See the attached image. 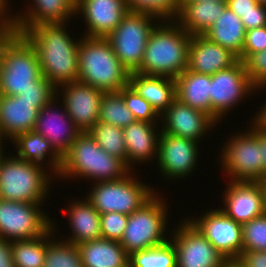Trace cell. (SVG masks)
<instances>
[{
  "label": "cell",
  "instance_id": "obj_1",
  "mask_svg": "<svg viewBox=\"0 0 266 267\" xmlns=\"http://www.w3.org/2000/svg\"><path fill=\"white\" fill-rule=\"evenodd\" d=\"M65 25L38 23L23 33L37 52L42 75L55 87L78 81L80 39L71 38Z\"/></svg>",
  "mask_w": 266,
  "mask_h": 267
},
{
  "label": "cell",
  "instance_id": "obj_2",
  "mask_svg": "<svg viewBox=\"0 0 266 267\" xmlns=\"http://www.w3.org/2000/svg\"><path fill=\"white\" fill-rule=\"evenodd\" d=\"M158 24L149 35L141 66L136 72L176 79L188 67L192 35L176 21Z\"/></svg>",
  "mask_w": 266,
  "mask_h": 267
},
{
  "label": "cell",
  "instance_id": "obj_3",
  "mask_svg": "<svg viewBox=\"0 0 266 267\" xmlns=\"http://www.w3.org/2000/svg\"><path fill=\"white\" fill-rule=\"evenodd\" d=\"M127 164L108 154L88 133H81L62 157L59 177L85 178L94 183L119 180L128 175ZM77 176V178H76Z\"/></svg>",
  "mask_w": 266,
  "mask_h": 267
},
{
  "label": "cell",
  "instance_id": "obj_4",
  "mask_svg": "<svg viewBox=\"0 0 266 267\" xmlns=\"http://www.w3.org/2000/svg\"><path fill=\"white\" fill-rule=\"evenodd\" d=\"M78 81L103 92L120 91L129 85L130 73L120 63L107 38H80Z\"/></svg>",
  "mask_w": 266,
  "mask_h": 267
},
{
  "label": "cell",
  "instance_id": "obj_5",
  "mask_svg": "<svg viewBox=\"0 0 266 267\" xmlns=\"http://www.w3.org/2000/svg\"><path fill=\"white\" fill-rule=\"evenodd\" d=\"M0 155V199L41 204L48 196L51 175L46 168L18 159L14 155ZM45 170V172H44ZM47 195V196H46Z\"/></svg>",
  "mask_w": 266,
  "mask_h": 267
},
{
  "label": "cell",
  "instance_id": "obj_6",
  "mask_svg": "<svg viewBox=\"0 0 266 267\" xmlns=\"http://www.w3.org/2000/svg\"><path fill=\"white\" fill-rule=\"evenodd\" d=\"M41 75L34 46L23 34L15 33L1 52L0 95L22 94Z\"/></svg>",
  "mask_w": 266,
  "mask_h": 267
},
{
  "label": "cell",
  "instance_id": "obj_7",
  "mask_svg": "<svg viewBox=\"0 0 266 267\" xmlns=\"http://www.w3.org/2000/svg\"><path fill=\"white\" fill-rule=\"evenodd\" d=\"M157 195V196H156ZM168 208L165 200L155 193L139 209L128 216L120 244L128 255L159 246L170 240L166 237Z\"/></svg>",
  "mask_w": 266,
  "mask_h": 267
},
{
  "label": "cell",
  "instance_id": "obj_8",
  "mask_svg": "<svg viewBox=\"0 0 266 267\" xmlns=\"http://www.w3.org/2000/svg\"><path fill=\"white\" fill-rule=\"evenodd\" d=\"M132 174L135 172L119 180L93 184L86 199L100 214L119 212L129 216L156 193Z\"/></svg>",
  "mask_w": 266,
  "mask_h": 267
},
{
  "label": "cell",
  "instance_id": "obj_9",
  "mask_svg": "<svg viewBox=\"0 0 266 267\" xmlns=\"http://www.w3.org/2000/svg\"><path fill=\"white\" fill-rule=\"evenodd\" d=\"M250 128L238 135L230 136L221 149L222 170L233 181L262 182L263 162L258 142V125L249 122ZM228 142V143H227ZM231 177V178H230Z\"/></svg>",
  "mask_w": 266,
  "mask_h": 267
},
{
  "label": "cell",
  "instance_id": "obj_10",
  "mask_svg": "<svg viewBox=\"0 0 266 267\" xmlns=\"http://www.w3.org/2000/svg\"><path fill=\"white\" fill-rule=\"evenodd\" d=\"M153 22L159 23L148 14L128 12L107 37L118 60L129 73L136 72L141 66L149 35L157 25Z\"/></svg>",
  "mask_w": 266,
  "mask_h": 267
},
{
  "label": "cell",
  "instance_id": "obj_11",
  "mask_svg": "<svg viewBox=\"0 0 266 267\" xmlns=\"http://www.w3.org/2000/svg\"><path fill=\"white\" fill-rule=\"evenodd\" d=\"M42 204L0 199V237L9 241L34 239L52 228Z\"/></svg>",
  "mask_w": 266,
  "mask_h": 267
},
{
  "label": "cell",
  "instance_id": "obj_12",
  "mask_svg": "<svg viewBox=\"0 0 266 267\" xmlns=\"http://www.w3.org/2000/svg\"><path fill=\"white\" fill-rule=\"evenodd\" d=\"M255 89L241 60L211 75V118L216 123L221 122L225 114L231 112V108L237 106L243 98L246 99V95L248 97L256 93Z\"/></svg>",
  "mask_w": 266,
  "mask_h": 267
},
{
  "label": "cell",
  "instance_id": "obj_13",
  "mask_svg": "<svg viewBox=\"0 0 266 267\" xmlns=\"http://www.w3.org/2000/svg\"><path fill=\"white\" fill-rule=\"evenodd\" d=\"M179 222L171 237L177 255V267H220L226 259L188 220Z\"/></svg>",
  "mask_w": 266,
  "mask_h": 267
},
{
  "label": "cell",
  "instance_id": "obj_14",
  "mask_svg": "<svg viewBox=\"0 0 266 267\" xmlns=\"http://www.w3.org/2000/svg\"><path fill=\"white\" fill-rule=\"evenodd\" d=\"M194 218V219H193ZM189 220L225 258H238L243 251L242 225L219 208Z\"/></svg>",
  "mask_w": 266,
  "mask_h": 267
},
{
  "label": "cell",
  "instance_id": "obj_15",
  "mask_svg": "<svg viewBox=\"0 0 266 267\" xmlns=\"http://www.w3.org/2000/svg\"><path fill=\"white\" fill-rule=\"evenodd\" d=\"M59 87L63 90L59 92ZM59 93L62 105L72 122L81 131L88 132L99 120L100 102L103 91L80 81H72L56 87V97Z\"/></svg>",
  "mask_w": 266,
  "mask_h": 267
},
{
  "label": "cell",
  "instance_id": "obj_16",
  "mask_svg": "<svg viewBox=\"0 0 266 267\" xmlns=\"http://www.w3.org/2000/svg\"><path fill=\"white\" fill-rule=\"evenodd\" d=\"M198 143L200 142L161 132L157 166L162 176L169 180L191 176L199 157Z\"/></svg>",
  "mask_w": 266,
  "mask_h": 267
},
{
  "label": "cell",
  "instance_id": "obj_17",
  "mask_svg": "<svg viewBox=\"0 0 266 267\" xmlns=\"http://www.w3.org/2000/svg\"><path fill=\"white\" fill-rule=\"evenodd\" d=\"M229 181L220 207L226 216L243 225L266 212L262 182Z\"/></svg>",
  "mask_w": 266,
  "mask_h": 267
},
{
  "label": "cell",
  "instance_id": "obj_18",
  "mask_svg": "<svg viewBox=\"0 0 266 267\" xmlns=\"http://www.w3.org/2000/svg\"><path fill=\"white\" fill-rule=\"evenodd\" d=\"M160 117L162 133L197 142L216 125L208 114L184 104L177 98Z\"/></svg>",
  "mask_w": 266,
  "mask_h": 267
},
{
  "label": "cell",
  "instance_id": "obj_19",
  "mask_svg": "<svg viewBox=\"0 0 266 267\" xmlns=\"http://www.w3.org/2000/svg\"><path fill=\"white\" fill-rule=\"evenodd\" d=\"M86 23L87 37L107 38L128 13L125 0H76L75 15Z\"/></svg>",
  "mask_w": 266,
  "mask_h": 267
},
{
  "label": "cell",
  "instance_id": "obj_20",
  "mask_svg": "<svg viewBox=\"0 0 266 267\" xmlns=\"http://www.w3.org/2000/svg\"><path fill=\"white\" fill-rule=\"evenodd\" d=\"M57 99L59 100L56 97L39 110L34 131L46 138L55 151L63 157L74 140L81 134V131L72 122L64 105L62 106L63 112L60 113L59 110H55L57 102H60Z\"/></svg>",
  "mask_w": 266,
  "mask_h": 267
},
{
  "label": "cell",
  "instance_id": "obj_21",
  "mask_svg": "<svg viewBox=\"0 0 266 267\" xmlns=\"http://www.w3.org/2000/svg\"><path fill=\"white\" fill-rule=\"evenodd\" d=\"M239 61L231 50L211 42L204 35H192L188 50L187 70L213 75Z\"/></svg>",
  "mask_w": 266,
  "mask_h": 267
},
{
  "label": "cell",
  "instance_id": "obj_22",
  "mask_svg": "<svg viewBox=\"0 0 266 267\" xmlns=\"http://www.w3.org/2000/svg\"><path fill=\"white\" fill-rule=\"evenodd\" d=\"M37 102L0 95V139L13 140L18 134L34 130L39 110Z\"/></svg>",
  "mask_w": 266,
  "mask_h": 267
},
{
  "label": "cell",
  "instance_id": "obj_23",
  "mask_svg": "<svg viewBox=\"0 0 266 267\" xmlns=\"http://www.w3.org/2000/svg\"><path fill=\"white\" fill-rule=\"evenodd\" d=\"M27 11L12 16L16 33L23 34L38 23H69L75 17L76 0H32ZM26 13V14H25Z\"/></svg>",
  "mask_w": 266,
  "mask_h": 267
},
{
  "label": "cell",
  "instance_id": "obj_24",
  "mask_svg": "<svg viewBox=\"0 0 266 267\" xmlns=\"http://www.w3.org/2000/svg\"><path fill=\"white\" fill-rule=\"evenodd\" d=\"M156 125L157 123L135 121L123 128L127 149V166L131 171H133L132 167H135L133 166L135 163L141 164L157 159L161 128L157 133Z\"/></svg>",
  "mask_w": 266,
  "mask_h": 267
},
{
  "label": "cell",
  "instance_id": "obj_25",
  "mask_svg": "<svg viewBox=\"0 0 266 267\" xmlns=\"http://www.w3.org/2000/svg\"><path fill=\"white\" fill-rule=\"evenodd\" d=\"M129 85L161 116L176 99L175 79L132 72Z\"/></svg>",
  "mask_w": 266,
  "mask_h": 267
},
{
  "label": "cell",
  "instance_id": "obj_26",
  "mask_svg": "<svg viewBox=\"0 0 266 267\" xmlns=\"http://www.w3.org/2000/svg\"><path fill=\"white\" fill-rule=\"evenodd\" d=\"M11 141L14 145L16 144V152L18 153L16 157L18 159L43 167L45 165V159L49 156V160H47L49 163L46 162V164L50 167L47 168V171H52L51 176L54 175V178L59 176L62 157L51 146V143L41 134L32 130L18 134Z\"/></svg>",
  "mask_w": 266,
  "mask_h": 267
},
{
  "label": "cell",
  "instance_id": "obj_27",
  "mask_svg": "<svg viewBox=\"0 0 266 267\" xmlns=\"http://www.w3.org/2000/svg\"><path fill=\"white\" fill-rule=\"evenodd\" d=\"M68 208V209H67ZM66 208L72 235L65 241L79 245L86 241L102 238L100 227L101 214L85 198L73 200Z\"/></svg>",
  "mask_w": 266,
  "mask_h": 267
},
{
  "label": "cell",
  "instance_id": "obj_28",
  "mask_svg": "<svg viewBox=\"0 0 266 267\" xmlns=\"http://www.w3.org/2000/svg\"><path fill=\"white\" fill-rule=\"evenodd\" d=\"M226 7V1L181 2L175 21L190 35H204Z\"/></svg>",
  "mask_w": 266,
  "mask_h": 267
},
{
  "label": "cell",
  "instance_id": "obj_29",
  "mask_svg": "<svg viewBox=\"0 0 266 267\" xmlns=\"http://www.w3.org/2000/svg\"><path fill=\"white\" fill-rule=\"evenodd\" d=\"M77 247L84 267H129V255L119 241L100 238Z\"/></svg>",
  "mask_w": 266,
  "mask_h": 267
},
{
  "label": "cell",
  "instance_id": "obj_30",
  "mask_svg": "<svg viewBox=\"0 0 266 267\" xmlns=\"http://www.w3.org/2000/svg\"><path fill=\"white\" fill-rule=\"evenodd\" d=\"M176 98L211 117V75L185 70L176 79Z\"/></svg>",
  "mask_w": 266,
  "mask_h": 267
},
{
  "label": "cell",
  "instance_id": "obj_31",
  "mask_svg": "<svg viewBox=\"0 0 266 267\" xmlns=\"http://www.w3.org/2000/svg\"><path fill=\"white\" fill-rule=\"evenodd\" d=\"M245 33L241 18L226 7L204 36L211 42L231 50L242 61Z\"/></svg>",
  "mask_w": 266,
  "mask_h": 267
},
{
  "label": "cell",
  "instance_id": "obj_32",
  "mask_svg": "<svg viewBox=\"0 0 266 267\" xmlns=\"http://www.w3.org/2000/svg\"><path fill=\"white\" fill-rule=\"evenodd\" d=\"M54 223L52 222V228L48 231V246L43 267H84L77 245L65 239L62 241L54 239L53 235L56 232L54 226H57Z\"/></svg>",
  "mask_w": 266,
  "mask_h": 267
},
{
  "label": "cell",
  "instance_id": "obj_33",
  "mask_svg": "<svg viewBox=\"0 0 266 267\" xmlns=\"http://www.w3.org/2000/svg\"><path fill=\"white\" fill-rule=\"evenodd\" d=\"M48 246V232L38 238L11 241L15 267H43Z\"/></svg>",
  "mask_w": 266,
  "mask_h": 267
},
{
  "label": "cell",
  "instance_id": "obj_34",
  "mask_svg": "<svg viewBox=\"0 0 266 267\" xmlns=\"http://www.w3.org/2000/svg\"><path fill=\"white\" fill-rule=\"evenodd\" d=\"M88 133L100 148L111 156L123 160L127 164V149L123 128L98 121Z\"/></svg>",
  "mask_w": 266,
  "mask_h": 267
},
{
  "label": "cell",
  "instance_id": "obj_35",
  "mask_svg": "<svg viewBox=\"0 0 266 267\" xmlns=\"http://www.w3.org/2000/svg\"><path fill=\"white\" fill-rule=\"evenodd\" d=\"M129 267H177L173 242L170 239L159 246L133 252L129 255Z\"/></svg>",
  "mask_w": 266,
  "mask_h": 267
},
{
  "label": "cell",
  "instance_id": "obj_36",
  "mask_svg": "<svg viewBox=\"0 0 266 267\" xmlns=\"http://www.w3.org/2000/svg\"><path fill=\"white\" fill-rule=\"evenodd\" d=\"M124 128L136 120L127 108L120 91L104 92L100 102L99 120Z\"/></svg>",
  "mask_w": 266,
  "mask_h": 267
},
{
  "label": "cell",
  "instance_id": "obj_37",
  "mask_svg": "<svg viewBox=\"0 0 266 267\" xmlns=\"http://www.w3.org/2000/svg\"><path fill=\"white\" fill-rule=\"evenodd\" d=\"M128 12L148 14L160 21H175L181 0H125ZM162 19V20H161Z\"/></svg>",
  "mask_w": 266,
  "mask_h": 267
},
{
  "label": "cell",
  "instance_id": "obj_38",
  "mask_svg": "<svg viewBox=\"0 0 266 267\" xmlns=\"http://www.w3.org/2000/svg\"><path fill=\"white\" fill-rule=\"evenodd\" d=\"M243 251H266V212L242 225Z\"/></svg>",
  "mask_w": 266,
  "mask_h": 267
},
{
  "label": "cell",
  "instance_id": "obj_39",
  "mask_svg": "<svg viewBox=\"0 0 266 267\" xmlns=\"http://www.w3.org/2000/svg\"><path fill=\"white\" fill-rule=\"evenodd\" d=\"M127 108L132 112L136 121L157 123L160 116L143 97L128 85L120 90Z\"/></svg>",
  "mask_w": 266,
  "mask_h": 267
},
{
  "label": "cell",
  "instance_id": "obj_40",
  "mask_svg": "<svg viewBox=\"0 0 266 267\" xmlns=\"http://www.w3.org/2000/svg\"><path fill=\"white\" fill-rule=\"evenodd\" d=\"M17 96L28 102H37L43 108L56 98V87L41 75L31 87Z\"/></svg>",
  "mask_w": 266,
  "mask_h": 267
},
{
  "label": "cell",
  "instance_id": "obj_41",
  "mask_svg": "<svg viewBox=\"0 0 266 267\" xmlns=\"http://www.w3.org/2000/svg\"><path fill=\"white\" fill-rule=\"evenodd\" d=\"M128 215L119 212L104 213L100 216L101 236L104 239L119 241L122 239Z\"/></svg>",
  "mask_w": 266,
  "mask_h": 267
},
{
  "label": "cell",
  "instance_id": "obj_42",
  "mask_svg": "<svg viewBox=\"0 0 266 267\" xmlns=\"http://www.w3.org/2000/svg\"><path fill=\"white\" fill-rule=\"evenodd\" d=\"M246 72L252 84L261 92L266 89V50L252 53L244 61Z\"/></svg>",
  "mask_w": 266,
  "mask_h": 267
},
{
  "label": "cell",
  "instance_id": "obj_43",
  "mask_svg": "<svg viewBox=\"0 0 266 267\" xmlns=\"http://www.w3.org/2000/svg\"><path fill=\"white\" fill-rule=\"evenodd\" d=\"M266 50V26L246 30L242 49V61L244 62L252 53Z\"/></svg>",
  "mask_w": 266,
  "mask_h": 267
},
{
  "label": "cell",
  "instance_id": "obj_44",
  "mask_svg": "<svg viewBox=\"0 0 266 267\" xmlns=\"http://www.w3.org/2000/svg\"><path fill=\"white\" fill-rule=\"evenodd\" d=\"M241 21L246 30L266 26V5H256L251 12L241 17Z\"/></svg>",
  "mask_w": 266,
  "mask_h": 267
},
{
  "label": "cell",
  "instance_id": "obj_45",
  "mask_svg": "<svg viewBox=\"0 0 266 267\" xmlns=\"http://www.w3.org/2000/svg\"><path fill=\"white\" fill-rule=\"evenodd\" d=\"M238 258L246 267H266V251H242Z\"/></svg>",
  "mask_w": 266,
  "mask_h": 267
},
{
  "label": "cell",
  "instance_id": "obj_46",
  "mask_svg": "<svg viewBox=\"0 0 266 267\" xmlns=\"http://www.w3.org/2000/svg\"><path fill=\"white\" fill-rule=\"evenodd\" d=\"M258 4L256 0H226V6L240 18Z\"/></svg>",
  "mask_w": 266,
  "mask_h": 267
},
{
  "label": "cell",
  "instance_id": "obj_47",
  "mask_svg": "<svg viewBox=\"0 0 266 267\" xmlns=\"http://www.w3.org/2000/svg\"><path fill=\"white\" fill-rule=\"evenodd\" d=\"M0 267H15L11 251V241L1 237H0Z\"/></svg>",
  "mask_w": 266,
  "mask_h": 267
},
{
  "label": "cell",
  "instance_id": "obj_48",
  "mask_svg": "<svg viewBox=\"0 0 266 267\" xmlns=\"http://www.w3.org/2000/svg\"><path fill=\"white\" fill-rule=\"evenodd\" d=\"M15 33V24H0V57L5 44Z\"/></svg>",
  "mask_w": 266,
  "mask_h": 267
},
{
  "label": "cell",
  "instance_id": "obj_49",
  "mask_svg": "<svg viewBox=\"0 0 266 267\" xmlns=\"http://www.w3.org/2000/svg\"><path fill=\"white\" fill-rule=\"evenodd\" d=\"M258 142L261 146V158L263 162V180H266V129L258 126Z\"/></svg>",
  "mask_w": 266,
  "mask_h": 267
},
{
  "label": "cell",
  "instance_id": "obj_50",
  "mask_svg": "<svg viewBox=\"0 0 266 267\" xmlns=\"http://www.w3.org/2000/svg\"><path fill=\"white\" fill-rule=\"evenodd\" d=\"M260 109L259 113H256V116H253L254 118H252V121L259 127L266 129V101Z\"/></svg>",
  "mask_w": 266,
  "mask_h": 267
},
{
  "label": "cell",
  "instance_id": "obj_51",
  "mask_svg": "<svg viewBox=\"0 0 266 267\" xmlns=\"http://www.w3.org/2000/svg\"><path fill=\"white\" fill-rule=\"evenodd\" d=\"M220 267H246L239 258H226Z\"/></svg>",
  "mask_w": 266,
  "mask_h": 267
},
{
  "label": "cell",
  "instance_id": "obj_52",
  "mask_svg": "<svg viewBox=\"0 0 266 267\" xmlns=\"http://www.w3.org/2000/svg\"><path fill=\"white\" fill-rule=\"evenodd\" d=\"M11 16L12 14H7L0 8V24H15Z\"/></svg>",
  "mask_w": 266,
  "mask_h": 267
},
{
  "label": "cell",
  "instance_id": "obj_53",
  "mask_svg": "<svg viewBox=\"0 0 266 267\" xmlns=\"http://www.w3.org/2000/svg\"><path fill=\"white\" fill-rule=\"evenodd\" d=\"M7 4H9L8 3V0H0V8L6 13H8V10H9V5H7ZM7 8H8V10H7Z\"/></svg>",
  "mask_w": 266,
  "mask_h": 267
},
{
  "label": "cell",
  "instance_id": "obj_54",
  "mask_svg": "<svg viewBox=\"0 0 266 267\" xmlns=\"http://www.w3.org/2000/svg\"><path fill=\"white\" fill-rule=\"evenodd\" d=\"M226 1V0H181V2Z\"/></svg>",
  "mask_w": 266,
  "mask_h": 267
},
{
  "label": "cell",
  "instance_id": "obj_55",
  "mask_svg": "<svg viewBox=\"0 0 266 267\" xmlns=\"http://www.w3.org/2000/svg\"><path fill=\"white\" fill-rule=\"evenodd\" d=\"M263 187H264V194H265V210H266V180L262 181Z\"/></svg>",
  "mask_w": 266,
  "mask_h": 267
},
{
  "label": "cell",
  "instance_id": "obj_56",
  "mask_svg": "<svg viewBox=\"0 0 266 267\" xmlns=\"http://www.w3.org/2000/svg\"><path fill=\"white\" fill-rule=\"evenodd\" d=\"M2 143H4V142L0 139V155L4 152V151L2 150V149H3V148H2V147H3V146H2V145H3Z\"/></svg>",
  "mask_w": 266,
  "mask_h": 267
},
{
  "label": "cell",
  "instance_id": "obj_57",
  "mask_svg": "<svg viewBox=\"0 0 266 267\" xmlns=\"http://www.w3.org/2000/svg\"><path fill=\"white\" fill-rule=\"evenodd\" d=\"M259 4L266 5V0H256Z\"/></svg>",
  "mask_w": 266,
  "mask_h": 267
}]
</instances>
